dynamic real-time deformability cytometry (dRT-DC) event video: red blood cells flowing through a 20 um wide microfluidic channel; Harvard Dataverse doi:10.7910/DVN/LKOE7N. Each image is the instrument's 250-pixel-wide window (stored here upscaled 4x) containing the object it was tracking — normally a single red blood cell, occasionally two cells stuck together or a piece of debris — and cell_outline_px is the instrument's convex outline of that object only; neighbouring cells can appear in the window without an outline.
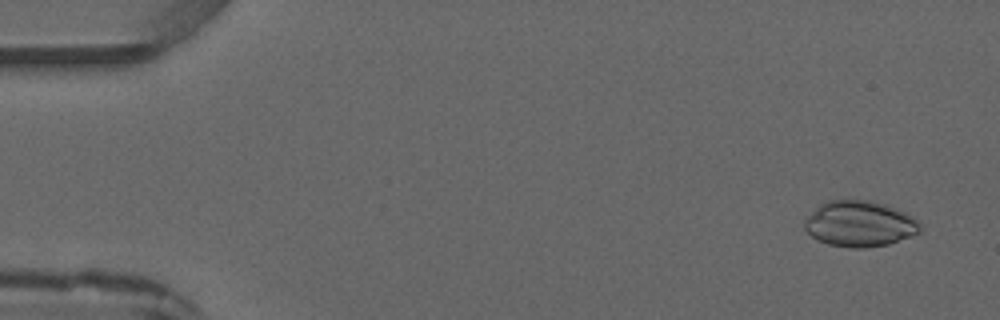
{"species": "common noctule bat (a hibernating species)", "species_latin": "Nyctalus noctula", "temperature_condition": "warm", "stored_images_in_passage": 4, "camera_frame_rate_fps": 3000, "um_per_image_px": 0.085, "animal": {"sex": "male", "forearm_length_mm": 52.5}, "frame": {"image": 1, "passage_image": 1, "time_ms": 0.0, "image_size_px": [1000, 320], "cell_outline_px": [[920, 232], [888, 244], [864, 248], [848, 248], [828, 244], [812, 236], [804, 228], [804, 220], [820, 204], [828, 200], [868, 200], [884, 204], [904, 212], [912, 216], [920, 224]], "centroid_in_image_um": [73.05, 19.02], "position_along_channel_um": 11.9, "area_um2": 30.58}}